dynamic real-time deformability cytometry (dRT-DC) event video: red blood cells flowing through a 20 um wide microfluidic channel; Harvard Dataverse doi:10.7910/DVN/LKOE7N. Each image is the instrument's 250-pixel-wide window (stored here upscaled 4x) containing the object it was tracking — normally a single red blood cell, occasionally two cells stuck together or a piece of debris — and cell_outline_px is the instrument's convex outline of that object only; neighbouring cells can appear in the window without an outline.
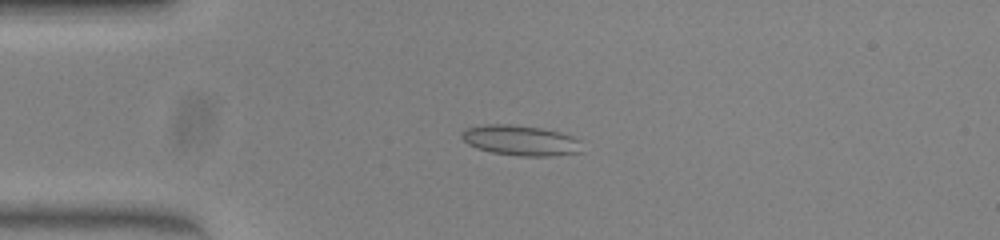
{"species": "common noctule bat (a hibernating species)", "species_latin": "Nyctalus noctula", "temperature_condition": "warm", "stored_images_in_passage": 49, "camera_frame_rate_fps": 3000, "um_per_image_px": 0.085, "animal": {"sex": "female", "body_mass_g": 23.0, "forearm_length_mm": 53.4}, "frame": {"image": 1, "passage_image": 11, "time_ms": 3.333, "image_size_px": [1000, 240], "cell_outline_px": [[580, 152], [552, 156], [520, 156], [492, 152], [476, 148], [468, 144], [460, 136], [460, 132], [464, 128], [484, 124], [512, 124], [540, 128], [560, 132], [572, 136], [580, 140]], "centroid_in_image_um": [44.2, 11.92], "position_along_channel_um": 40.8, "area_um2": 21.33}}
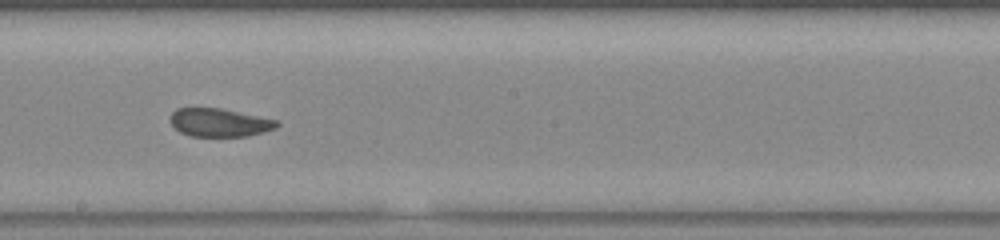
{"frame": {"image": 2, "passage_image": 27, "time_ms": 8.667, "image_size_px": [1000, 240], "cell_outline_px": [[280, 124], [276, 128], [264, 132], [248, 136], [192, 136], [180, 132], [168, 120], [168, 116], [176, 108], [220, 108], [280, 120]], "centroid_in_image_um": [18.67, 10.41], "position_along_channel_um": 229.5, "area_um2": 17.74}}
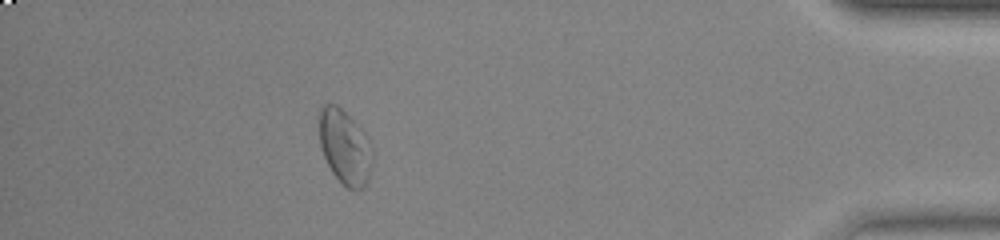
{"frame": {"image": 3, "passage_image": 44, "time_ms": 14.333, "image_size_px": [1000, 240], "cell_outline_px": [[376, 152], [368, 180], [364, 188], [348, 188], [332, 172], [324, 156], [320, 144], [320, 108], [324, 104], [336, 104], [364, 132]], "centroid_in_image_um": [29.36, 12.51], "position_along_channel_um": 405.8, "area_um2": 23.0}, "authors_computed_cell_mechanics": {"area_um2": 19.363, "velocity_mm_per_s": 4.0386, "shape_relaxation_time_tau1_ms": 10.9001, "shape_relaxation_time_tau2_ms": 0.7374, "deformation_change_tau1": 0.2209, "deformation_change_tau2": 0.0645}}